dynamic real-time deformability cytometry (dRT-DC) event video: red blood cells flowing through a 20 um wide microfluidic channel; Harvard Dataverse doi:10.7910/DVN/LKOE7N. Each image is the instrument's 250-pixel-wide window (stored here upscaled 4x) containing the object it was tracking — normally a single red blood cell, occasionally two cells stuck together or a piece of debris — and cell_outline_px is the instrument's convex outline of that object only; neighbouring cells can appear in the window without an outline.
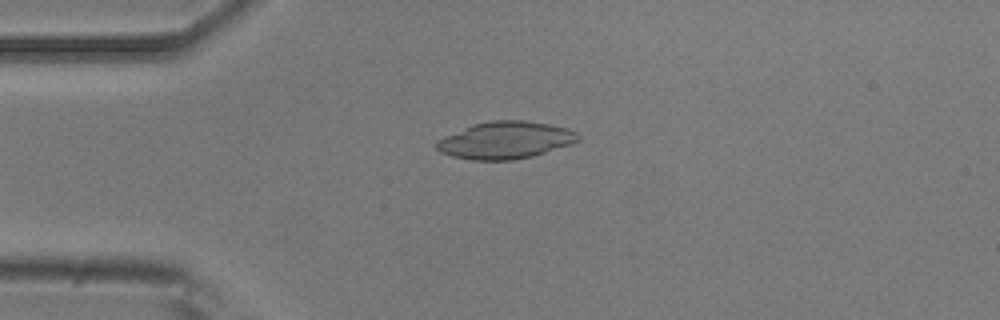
{"species": "common noctule bat (a hibernating species)", "species_latin": "Nyctalus noctula", "temperature_condition": "room temperature", "stored_images_in_passage": 51, "camera_frame_rate_fps": 3000, "um_per_image_px": 0.085, "animal": {"sex": "male", "body_mass_g": 20.5, "forearm_length_mm": 52.5}, "frame": {"image": 1, "passage_image": 12, "time_ms": 3.667, "image_size_px": [1000, 320], "cell_outline_px": [[580, 140], [572, 144], [532, 156], [512, 160], [472, 160], [452, 156], [440, 152], [436, 148], [436, 140], [444, 136], [472, 124], [492, 120], [524, 120], [548, 124], [568, 128], [576, 132], [580, 136]], "centroid_in_image_um": [42.95, 11.91], "position_along_channel_um": 42.0, "area_um2": 30.75}}
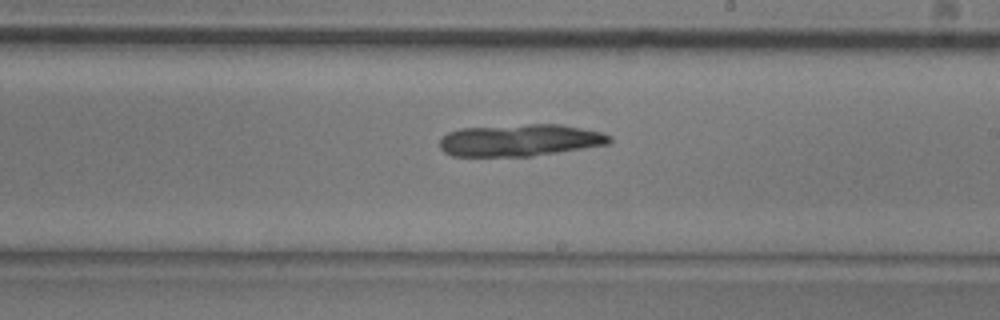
{"frame": {"image": 2, "passage_image": 29, "time_ms": 9.333, "image_size_px": [1000, 320], "cell_outline_px": [[612, 140], [608, 144], [532, 156], [452, 156], [444, 152], [440, 148], [440, 140], [448, 132], [460, 128], [528, 124], [560, 124], [600, 132], [612, 136]], "centroid_in_image_um": [44.17, 11.92], "position_along_channel_um": 244.8, "area_um2": 31.56}}
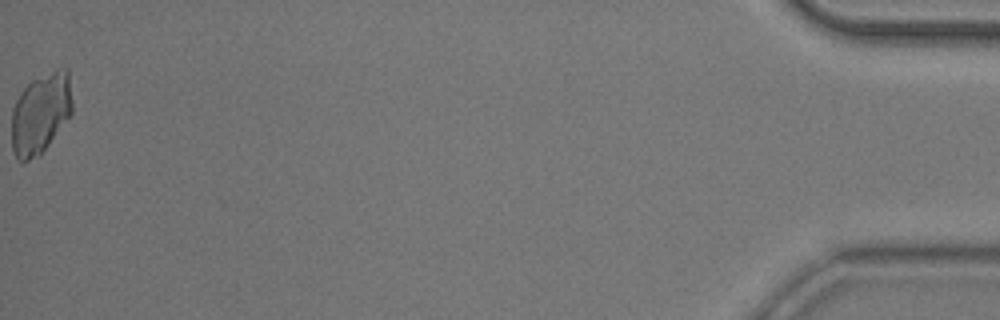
{"frame": {"image": 3, "passage_image": 51, "time_ms": 16.667, "image_size_px": [1000, 320], "cell_outline_px": [[72, 112], [40, 156], [28, 160], [16, 160], [12, 148], [12, 108], [20, 92], [32, 80], [56, 68], [68, 68], [72, 100]], "centroid_in_image_um": [3.45, 9.62], "position_along_channel_um": 431.8, "area_um2": 28.61}}